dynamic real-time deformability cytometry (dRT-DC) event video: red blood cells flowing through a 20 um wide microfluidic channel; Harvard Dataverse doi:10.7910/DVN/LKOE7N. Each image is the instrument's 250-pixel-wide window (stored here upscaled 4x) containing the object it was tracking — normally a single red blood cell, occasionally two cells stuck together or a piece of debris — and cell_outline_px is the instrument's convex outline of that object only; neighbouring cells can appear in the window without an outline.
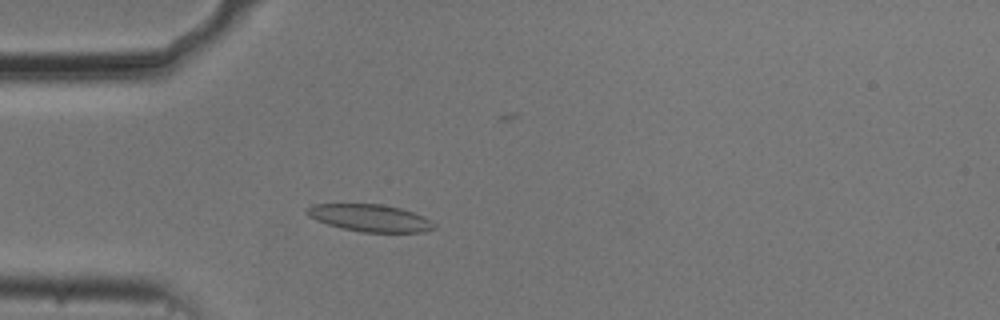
{"species": "common noctule bat (a hibernating species)", "species_latin": "Nyctalus noctula", "temperature_condition": "cold", "stored_images_in_passage": 52, "camera_frame_rate_fps": 3000, "um_per_image_px": 0.085, "animal": {"sex": "male", "body_mass_g": 20.5, "forearm_length_mm": 52.5}, "frame": {"image": 1, "passage_image": 13, "time_ms": 4.0, "image_size_px": [1000, 320], "cell_outline_px": [[436, 228], [424, 232], [364, 232], [344, 228], [328, 224], [316, 220], [308, 216], [304, 212], [304, 208], [312, 204], [380, 204], [400, 208], [412, 212], [436, 224]], "centroid_in_image_um": [31.4, 18.52], "position_along_channel_um": 53.6, "area_um2": 20.0}}
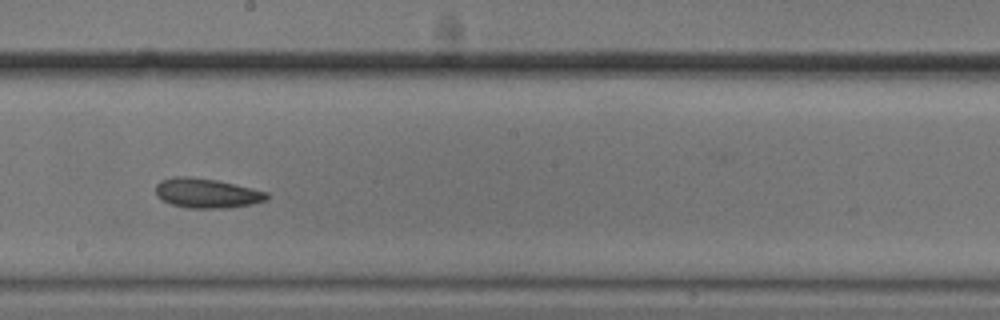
{"frame": {"image": 2, "passage_image": 28, "time_ms": 9.0, "image_size_px": [1000, 320], "cell_outline_px": [[268, 200], [252, 204], [224, 208], [188, 208], [172, 204], [156, 196], [156, 184], [160, 180], [172, 176], [188, 176], [216, 180], [252, 188], [268, 192]], "centroid_in_image_um": [17.56, 16.41], "position_along_channel_um": 230.6, "area_um2": 19.19}}
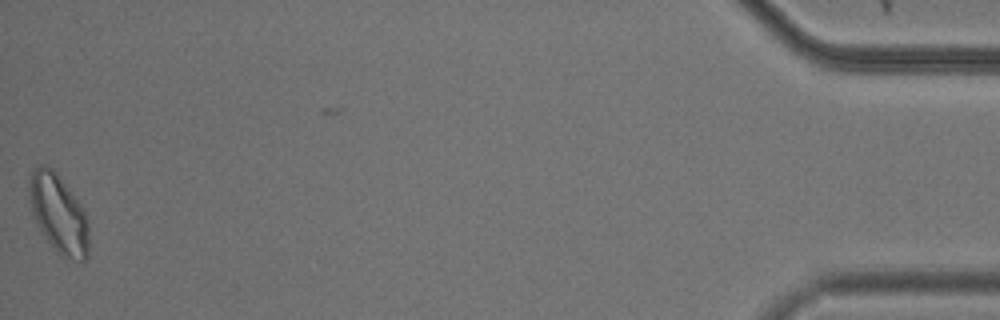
{"frame": {"image": 3, "passage_image": 52, "time_ms": 17.0, "image_size_px": [1000, 320], "cell_outline_px": [[88, 256], [84, 264], [60, 256], [56, 252], [44, 236], [32, 212], [28, 192], [28, 180], [32, 168], [40, 164], [48, 164], [56, 172], [84, 208], [88, 224]], "centroid_in_image_um": [4.98, 18.17], "position_along_channel_um": 430.2, "area_um2": 27.86}, "authors_computed_cell_mechanics": {"area_um2": 19.6231, "velocity_mm_per_s": 3.6805, "shape_relaxation_time_tau1_ms": 3.2341, "shape_relaxation_time_tau2_ms": 4.3264, "deformation_change_tau1": 0.0935, "deformation_change_tau2": 0.1095}}